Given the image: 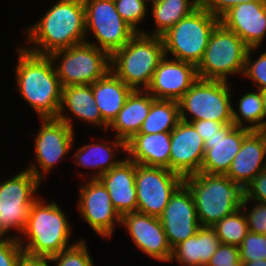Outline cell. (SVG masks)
Returning <instances> with one entry per match:
<instances>
[{"instance_id": "6da1fadb", "label": "cell", "mask_w": 266, "mask_h": 266, "mask_svg": "<svg viewBox=\"0 0 266 266\" xmlns=\"http://www.w3.org/2000/svg\"><path fill=\"white\" fill-rule=\"evenodd\" d=\"M53 3L39 20L22 27L26 45L21 46L28 52L49 56L54 51L86 42L84 1L57 0Z\"/></svg>"}, {"instance_id": "7a4b0ae2", "label": "cell", "mask_w": 266, "mask_h": 266, "mask_svg": "<svg viewBox=\"0 0 266 266\" xmlns=\"http://www.w3.org/2000/svg\"><path fill=\"white\" fill-rule=\"evenodd\" d=\"M18 47V48H17ZM15 88L38 118H57L62 101V85L48 55H37L15 47Z\"/></svg>"}, {"instance_id": "3957f363", "label": "cell", "mask_w": 266, "mask_h": 266, "mask_svg": "<svg viewBox=\"0 0 266 266\" xmlns=\"http://www.w3.org/2000/svg\"><path fill=\"white\" fill-rule=\"evenodd\" d=\"M39 197L31 206L18 241L26 257L49 258L70 247L72 223L58 202Z\"/></svg>"}, {"instance_id": "277c9868", "label": "cell", "mask_w": 266, "mask_h": 266, "mask_svg": "<svg viewBox=\"0 0 266 266\" xmlns=\"http://www.w3.org/2000/svg\"><path fill=\"white\" fill-rule=\"evenodd\" d=\"M201 227H212L241 208L243 188L227 175L198 172L184 178Z\"/></svg>"}, {"instance_id": "5b68a950", "label": "cell", "mask_w": 266, "mask_h": 266, "mask_svg": "<svg viewBox=\"0 0 266 266\" xmlns=\"http://www.w3.org/2000/svg\"><path fill=\"white\" fill-rule=\"evenodd\" d=\"M164 56L160 36L136 33L110 56V70L132 90H146Z\"/></svg>"}, {"instance_id": "8992f818", "label": "cell", "mask_w": 266, "mask_h": 266, "mask_svg": "<svg viewBox=\"0 0 266 266\" xmlns=\"http://www.w3.org/2000/svg\"><path fill=\"white\" fill-rule=\"evenodd\" d=\"M220 19L204 6H198L161 38L165 56L190 62L196 66L202 60L210 36Z\"/></svg>"}, {"instance_id": "52a82bcc", "label": "cell", "mask_w": 266, "mask_h": 266, "mask_svg": "<svg viewBox=\"0 0 266 266\" xmlns=\"http://www.w3.org/2000/svg\"><path fill=\"white\" fill-rule=\"evenodd\" d=\"M6 179L0 180V238H18L43 184L25 168Z\"/></svg>"}, {"instance_id": "ba28073f", "label": "cell", "mask_w": 266, "mask_h": 266, "mask_svg": "<svg viewBox=\"0 0 266 266\" xmlns=\"http://www.w3.org/2000/svg\"><path fill=\"white\" fill-rule=\"evenodd\" d=\"M231 83L198 78L178 101L180 120L188 123L198 120L233 123Z\"/></svg>"}, {"instance_id": "9c48e42d", "label": "cell", "mask_w": 266, "mask_h": 266, "mask_svg": "<svg viewBox=\"0 0 266 266\" xmlns=\"http://www.w3.org/2000/svg\"><path fill=\"white\" fill-rule=\"evenodd\" d=\"M249 47L233 31L219 23L213 30L202 60L196 66L198 78L228 81L243 75Z\"/></svg>"}, {"instance_id": "30bf717a", "label": "cell", "mask_w": 266, "mask_h": 266, "mask_svg": "<svg viewBox=\"0 0 266 266\" xmlns=\"http://www.w3.org/2000/svg\"><path fill=\"white\" fill-rule=\"evenodd\" d=\"M62 87L93 84L110 71V55L87 42L52 52Z\"/></svg>"}, {"instance_id": "8fae6325", "label": "cell", "mask_w": 266, "mask_h": 266, "mask_svg": "<svg viewBox=\"0 0 266 266\" xmlns=\"http://www.w3.org/2000/svg\"><path fill=\"white\" fill-rule=\"evenodd\" d=\"M85 8L86 42L106 51L110 56L124 47L136 31L116 10L114 0H83ZM93 35L92 42L90 36ZM89 38V39H88Z\"/></svg>"}, {"instance_id": "7c38bea8", "label": "cell", "mask_w": 266, "mask_h": 266, "mask_svg": "<svg viewBox=\"0 0 266 266\" xmlns=\"http://www.w3.org/2000/svg\"><path fill=\"white\" fill-rule=\"evenodd\" d=\"M41 125L34 138V158L25 169L44 183V177L52 174L61 160L67 158L74 148L76 132L58 118H39ZM46 175V176H45Z\"/></svg>"}, {"instance_id": "4fadbf2b", "label": "cell", "mask_w": 266, "mask_h": 266, "mask_svg": "<svg viewBox=\"0 0 266 266\" xmlns=\"http://www.w3.org/2000/svg\"><path fill=\"white\" fill-rule=\"evenodd\" d=\"M184 178L163 167L135 163L137 211L160 217Z\"/></svg>"}, {"instance_id": "5bb4252c", "label": "cell", "mask_w": 266, "mask_h": 266, "mask_svg": "<svg viewBox=\"0 0 266 266\" xmlns=\"http://www.w3.org/2000/svg\"><path fill=\"white\" fill-rule=\"evenodd\" d=\"M78 188L76 208L80 218L100 238L111 239L115 228L121 225V216L114 208L106 187L99 179H85Z\"/></svg>"}, {"instance_id": "9a60e30c", "label": "cell", "mask_w": 266, "mask_h": 266, "mask_svg": "<svg viewBox=\"0 0 266 266\" xmlns=\"http://www.w3.org/2000/svg\"><path fill=\"white\" fill-rule=\"evenodd\" d=\"M124 227L132 243L143 255L157 262L169 263L172 248L161 225L159 217L146 215L138 211L121 216V225Z\"/></svg>"}, {"instance_id": "2e32d148", "label": "cell", "mask_w": 266, "mask_h": 266, "mask_svg": "<svg viewBox=\"0 0 266 266\" xmlns=\"http://www.w3.org/2000/svg\"><path fill=\"white\" fill-rule=\"evenodd\" d=\"M159 219L172 249L201 228L192 193L184 183L171 196Z\"/></svg>"}, {"instance_id": "e0dca14e", "label": "cell", "mask_w": 266, "mask_h": 266, "mask_svg": "<svg viewBox=\"0 0 266 266\" xmlns=\"http://www.w3.org/2000/svg\"><path fill=\"white\" fill-rule=\"evenodd\" d=\"M197 79L195 64L164 56L146 90L155 99L178 102Z\"/></svg>"}, {"instance_id": "ac0fdd59", "label": "cell", "mask_w": 266, "mask_h": 266, "mask_svg": "<svg viewBox=\"0 0 266 266\" xmlns=\"http://www.w3.org/2000/svg\"><path fill=\"white\" fill-rule=\"evenodd\" d=\"M204 142L191 123L180 120L171 131L170 171L183 178L200 172Z\"/></svg>"}, {"instance_id": "d6986e66", "label": "cell", "mask_w": 266, "mask_h": 266, "mask_svg": "<svg viewBox=\"0 0 266 266\" xmlns=\"http://www.w3.org/2000/svg\"><path fill=\"white\" fill-rule=\"evenodd\" d=\"M101 139L102 142L100 141ZM119 154H122L123 156L121 155L122 158L120 157L118 159L117 155ZM72 155L71 161H73L75 166L86 170H92L91 174L90 170H88L89 175H86L85 172L81 173L79 171V174H77L79 179L82 178L83 180L84 178L85 180L87 179L86 177H88V179H99L126 157V142L115 136L112 137V139H103L102 136L101 138L99 137L98 139H95L94 142L90 141L88 144L86 142V144H82L80 147L78 146Z\"/></svg>"}, {"instance_id": "ffe728a7", "label": "cell", "mask_w": 266, "mask_h": 266, "mask_svg": "<svg viewBox=\"0 0 266 266\" xmlns=\"http://www.w3.org/2000/svg\"><path fill=\"white\" fill-rule=\"evenodd\" d=\"M251 130L226 124L204 142V159L200 172L225 175Z\"/></svg>"}, {"instance_id": "44dd1931", "label": "cell", "mask_w": 266, "mask_h": 266, "mask_svg": "<svg viewBox=\"0 0 266 266\" xmlns=\"http://www.w3.org/2000/svg\"><path fill=\"white\" fill-rule=\"evenodd\" d=\"M220 23L249 47H261L266 36V1L237 4L225 12Z\"/></svg>"}, {"instance_id": "7402d4cb", "label": "cell", "mask_w": 266, "mask_h": 266, "mask_svg": "<svg viewBox=\"0 0 266 266\" xmlns=\"http://www.w3.org/2000/svg\"><path fill=\"white\" fill-rule=\"evenodd\" d=\"M57 118L74 131L76 129L73 125L76 119V121L80 120L83 123L91 124V127L101 128L104 132L106 131L105 133L108 132V125L102 120L99 108L96 106L92 84L63 87L62 101Z\"/></svg>"}, {"instance_id": "603a6c76", "label": "cell", "mask_w": 266, "mask_h": 266, "mask_svg": "<svg viewBox=\"0 0 266 266\" xmlns=\"http://www.w3.org/2000/svg\"><path fill=\"white\" fill-rule=\"evenodd\" d=\"M265 168L266 131H251L225 175L244 189Z\"/></svg>"}, {"instance_id": "cb8c5ba5", "label": "cell", "mask_w": 266, "mask_h": 266, "mask_svg": "<svg viewBox=\"0 0 266 266\" xmlns=\"http://www.w3.org/2000/svg\"><path fill=\"white\" fill-rule=\"evenodd\" d=\"M99 180L106 187L111 202L120 216L137 211L134 161L125 157Z\"/></svg>"}, {"instance_id": "d4e9b609", "label": "cell", "mask_w": 266, "mask_h": 266, "mask_svg": "<svg viewBox=\"0 0 266 266\" xmlns=\"http://www.w3.org/2000/svg\"><path fill=\"white\" fill-rule=\"evenodd\" d=\"M171 132L135 134L126 141V157L136 164L170 170Z\"/></svg>"}, {"instance_id": "484cf974", "label": "cell", "mask_w": 266, "mask_h": 266, "mask_svg": "<svg viewBox=\"0 0 266 266\" xmlns=\"http://www.w3.org/2000/svg\"><path fill=\"white\" fill-rule=\"evenodd\" d=\"M156 99L147 90H132L123 108L108 126L112 134L123 141H128L139 133L142 123L148 116L151 104ZM115 131V132H114Z\"/></svg>"}, {"instance_id": "4316f807", "label": "cell", "mask_w": 266, "mask_h": 266, "mask_svg": "<svg viewBox=\"0 0 266 266\" xmlns=\"http://www.w3.org/2000/svg\"><path fill=\"white\" fill-rule=\"evenodd\" d=\"M221 242L212 227H201L197 233L172 249L169 263L179 266H206Z\"/></svg>"}, {"instance_id": "83f0119b", "label": "cell", "mask_w": 266, "mask_h": 266, "mask_svg": "<svg viewBox=\"0 0 266 266\" xmlns=\"http://www.w3.org/2000/svg\"><path fill=\"white\" fill-rule=\"evenodd\" d=\"M92 91L102 120L109 126L123 108L132 89L110 70L92 84Z\"/></svg>"}, {"instance_id": "f1b7e54d", "label": "cell", "mask_w": 266, "mask_h": 266, "mask_svg": "<svg viewBox=\"0 0 266 266\" xmlns=\"http://www.w3.org/2000/svg\"><path fill=\"white\" fill-rule=\"evenodd\" d=\"M149 5L155 26L152 31L144 29L142 33L160 37L199 6L194 0H158Z\"/></svg>"}, {"instance_id": "f546056e", "label": "cell", "mask_w": 266, "mask_h": 266, "mask_svg": "<svg viewBox=\"0 0 266 266\" xmlns=\"http://www.w3.org/2000/svg\"><path fill=\"white\" fill-rule=\"evenodd\" d=\"M238 99L237 105L232 104L233 124L251 131H264L262 91L250 89Z\"/></svg>"}, {"instance_id": "4dcf8cb0", "label": "cell", "mask_w": 266, "mask_h": 266, "mask_svg": "<svg viewBox=\"0 0 266 266\" xmlns=\"http://www.w3.org/2000/svg\"><path fill=\"white\" fill-rule=\"evenodd\" d=\"M180 121L179 103L174 100L156 99L142 123L139 133L171 132Z\"/></svg>"}, {"instance_id": "1f68e13d", "label": "cell", "mask_w": 266, "mask_h": 266, "mask_svg": "<svg viewBox=\"0 0 266 266\" xmlns=\"http://www.w3.org/2000/svg\"><path fill=\"white\" fill-rule=\"evenodd\" d=\"M212 228L216 231L221 244L239 246L249 232L242 208L224 217Z\"/></svg>"}, {"instance_id": "d6a6232c", "label": "cell", "mask_w": 266, "mask_h": 266, "mask_svg": "<svg viewBox=\"0 0 266 266\" xmlns=\"http://www.w3.org/2000/svg\"><path fill=\"white\" fill-rule=\"evenodd\" d=\"M87 245L84 238H77L73 245L50 256L48 260L50 264H55L53 266H95Z\"/></svg>"}, {"instance_id": "836d02e7", "label": "cell", "mask_w": 266, "mask_h": 266, "mask_svg": "<svg viewBox=\"0 0 266 266\" xmlns=\"http://www.w3.org/2000/svg\"><path fill=\"white\" fill-rule=\"evenodd\" d=\"M260 49V47H251L247 50L242 77L249 79L255 89L266 91V49L263 52ZM258 50L260 54L255 58L253 55Z\"/></svg>"}, {"instance_id": "e575fe53", "label": "cell", "mask_w": 266, "mask_h": 266, "mask_svg": "<svg viewBox=\"0 0 266 266\" xmlns=\"http://www.w3.org/2000/svg\"><path fill=\"white\" fill-rule=\"evenodd\" d=\"M114 3L122 19L137 33H142L141 24L149 17V3L146 0H114Z\"/></svg>"}, {"instance_id": "d590c367", "label": "cell", "mask_w": 266, "mask_h": 266, "mask_svg": "<svg viewBox=\"0 0 266 266\" xmlns=\"http://www.w3.org/2000/svg\"><path fill=\"white\" fill-rule=\"evenodd\" d=\"M238 249L242 262L266 260V235L249 231Z\"/></svg>"}, {"instance_id": "8d00e7d4", "label": "cell", "mask_w": 266, "mask_h": 266, "mask_svg": "<svg viewBox=\"0 0 266 266\" xmlns=\"http://www.w3.org/2000/svg\"><path fill=\"white\" fill-rule=\"evenodd\" d=\"M241 208L249 231L266 235V203L243 199Z\"/></svg>"}, {"instance_id": "74e56055", "label": "cell", "mask_w": 266, "mask_h": 266, "mask_svg": "<svg viewBox=\"0 0 266 266\" xmlns=\"http://www.w3.org/2000/svg\"><path fill=\"white\" fill-rule=\"evenodd\" d=\"M24 256L18 238H0V266H19Z\"/></svg>"}, {"instance_id": "f35d334b", "label": "cell", "mask_w": 266, "mask_h": 266, "mask_svg": "<svg viewBox=\"0 0 266 266\" xmlns=\"http://www.w3.org/2000/svg\"><path fill=\"white\" fill-rule=\"evenodd\" d=\"M239 260L240 255L237 246L220 244L206 266H232Z\"/></svg>"}, {"instance_id": "ab89813d", "label": "cell", "mask_w": 266, "mask_h": 266, "mask_svg": "<svg viewBox=\"0 0 266 266\" xmlns=\"http://www.w3.org/2000/svg\"><path fill=\"white\" fill-rule=\"evenodd\" d=\"M244 198L266 203V168L244 187Z\"/></svg>"}, {"instance_id": "60d3db41", "label": "cell", "mask_w": 266, "mask_h": 266, "mask_svg": "<svg viewBox=\"0 0 266 266\" xmlns=\"http://www.w3.org/2000/svg\"><path fill=\"white\" fill-rule=\"evenodd\" d=\"M254 1H266V0H207L203 5L214 16L220 18L230 8L237 4L254 2Z\"/></svg>"}, {"instance_id": "b9f144b4", "label": "cell", "mask_w": 266, "mask_h": 266, "mask_svg": "<svg viewBox=\"0 0 266 266\" xmlns=\"http://www.w3.org/2000/svg\"><path fill=\"white\" fill-rule=\"evenodd\" d=\"M196 129L197 133L205 141L211 138L217 131H219L226 124L211 121V120H198L190 122Z\"/></svg>"}, {"instance_id": "7bdbcfd3", "label": "cell", "mask_w": 266, "mask_h": 266, "mask_svg": "<svg viewBox=\"0 0 266 266\" xmlns=\"http://www.w3.org/2000/svg\"><path fill=\"white\" fill-rule=\"evenodd\" d=\"M19 266H50L48 258H30L24 256Z\"/></svg>"}, {"instance_id": "ee69618b", "label": "cell", "mask_w": 266, "mask_h": 266, "mask_svg": "<svg viewBox=\"0 0 266 266\" xmlns=\"http://www.w3.org/2000/svg\"><path fill=\"white\" fill-rule=\"evenodd\" d=\"M243 266H266V260L260 259L258 261L243 262Z\"/></svg>"}, {"instance_id": "f6af8a7d", "label": "cell", "mask_w": 266, "mask_h": 266, "mask_svg": "<svg viewBox=\"0 0 266 266\" xmlns=\"http://www.w3.org/2000/svg\"><path fill=\"white\" fill-rule=\"evenodd\" d=\"M262 107L264 113V131H266V91H262Z\"/></svg>"}, {"instance_id": "bcb514c9", "label": "cell", "mask_w": 266, "mask_h": 266, "mask_svg": "<svg viewBox=\"0 0 266 266\" xmlns=\"http://www.w3.org/2000/svg\"><path fill=\"white\" fill-rule=\"evenodd\" d=\"M199 6H203L207 0H194Z\"/></svg>"}, {"instance_id": "7dc6e473", "label": "cell", "mask_w": 266, "mask_h": 266, "mask_svg": "<svg viewBox=\"0 0 266 266\" xmlns=\"http://www.w3.org/2000/svg\"><path fill=\"white\" fill-rule=\"evenodd\" d=\"M232 266H243V262L239 260L238 262L234 263Z\"/></svg>"}, {"instance_id": "c3c4849f", "label": "cell", "mask_w": 266, "mask_h": 266, "mask_svg": "<svg viewBox=\"0 0 266 266\" xmlns=\"http://www.w3.org/2000/svg\"><path fill=\"white\" fill-rule=\"evenodd\" d=\"M149 4L153 3V2H156L158 0H146Z\"/></svg>"}]
</instances>
